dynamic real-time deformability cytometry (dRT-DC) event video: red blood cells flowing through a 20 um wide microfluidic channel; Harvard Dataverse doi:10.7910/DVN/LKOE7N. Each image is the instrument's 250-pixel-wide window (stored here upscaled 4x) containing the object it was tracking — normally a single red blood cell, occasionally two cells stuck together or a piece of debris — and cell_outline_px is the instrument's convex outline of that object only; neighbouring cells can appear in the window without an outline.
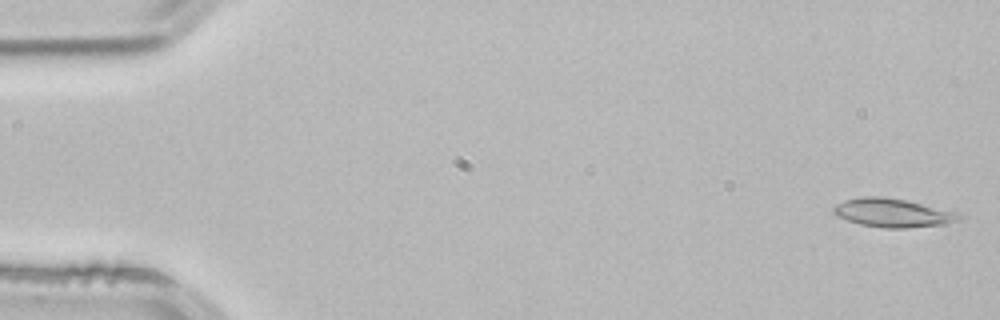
{"species": "common noctule bat (a hibernating species)", "species_latin": "Nyctalus noctula", "temperature_condition": "room temperature", "stored_images_in_passage": 4, "camera_frame_rate_fps": 3000, "um_per_image_px": 0.085, "animal": {"sex": "male", "body_mass_g": 21.5, "forearm_length_mm": 52.0}, "frame": {"image": 1, "passage_image": 1, "time_ms": 0.0, "image_size_px": [1000, 320], "cell_outline_px": [[960, 220], [948, 224], [908, 228], [884, 228], [860, 224], [836, 216], [832, 212], [832, 208], [836, 204], [844, 200], [864, 196], [880, 196], [904, 200], [956, 212], [960, 216]], "centroid_in_image_um": [75.84, 18.1], "position_along_channel_um": 9.2, "area_um2": 20.81}}
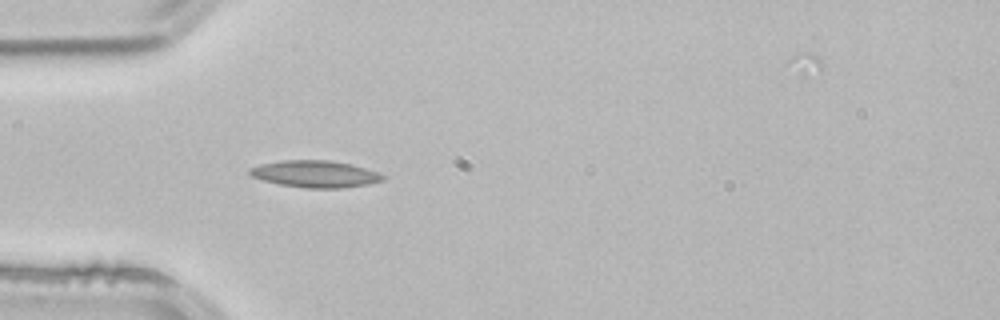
{"frame": {"image": 2, "passage_image": 4, "time_ms": 1.0, "image_size_px": [1000, 320], "cell_outline_px": [[388, 176], [384, 180], [368, 184], [344, 188], [304, 188], [280, 184], [264, 180], [252, 176], [248, 172], [248, 168], [260, 164], [280, 160], [328, 160], [352, 164]], "centroid_in_image_um": [26.8, 14.78], "position_along_channel_um": 58.2, "area_um2": 20.92}}